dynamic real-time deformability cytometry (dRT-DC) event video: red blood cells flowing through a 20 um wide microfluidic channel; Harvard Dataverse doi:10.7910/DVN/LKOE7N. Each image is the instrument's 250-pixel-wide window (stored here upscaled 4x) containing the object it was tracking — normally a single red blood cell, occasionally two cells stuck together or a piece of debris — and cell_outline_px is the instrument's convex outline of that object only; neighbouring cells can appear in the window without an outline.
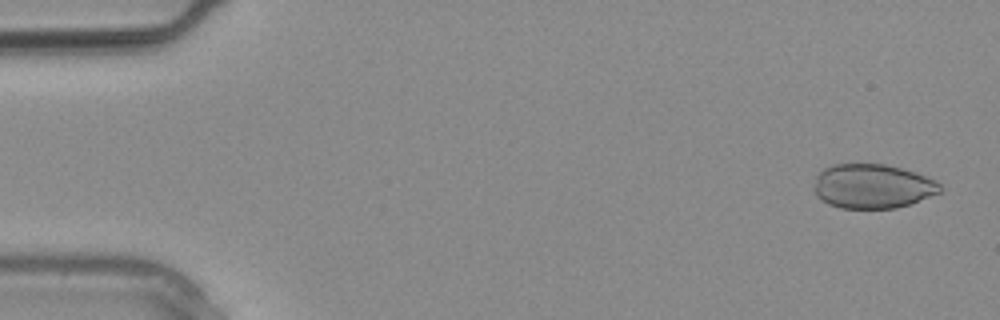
{"species": "common noctule bat (a hibernating species)", "species_latin": "Nyctalus noctula", "temperature_condition": "warm", "stored_images_in_passage": 10, "camera_frame_rate_fps": 3000, "um_per_image_px": 0.085, "animal": {"sex": "male", "body_mass_g": 20.4}, "frame": {"image": 1, "passage_image": 1, "time_ms": 0.0, "image_size_px": [1000, 320], "cell_outline_px": [[944, 188], [940, 192], [912, 204], [896, 208], [840, 208], [828, 204], [816, 196], [812, 188], [816, 176], [824, 168], [832, 164], [884, 164], [900, 168], [936, 180]], "centroid_in_image_um": [74.14, 15.84], "position_along_channel_um": 10.9, "area_um2": 32.77}}